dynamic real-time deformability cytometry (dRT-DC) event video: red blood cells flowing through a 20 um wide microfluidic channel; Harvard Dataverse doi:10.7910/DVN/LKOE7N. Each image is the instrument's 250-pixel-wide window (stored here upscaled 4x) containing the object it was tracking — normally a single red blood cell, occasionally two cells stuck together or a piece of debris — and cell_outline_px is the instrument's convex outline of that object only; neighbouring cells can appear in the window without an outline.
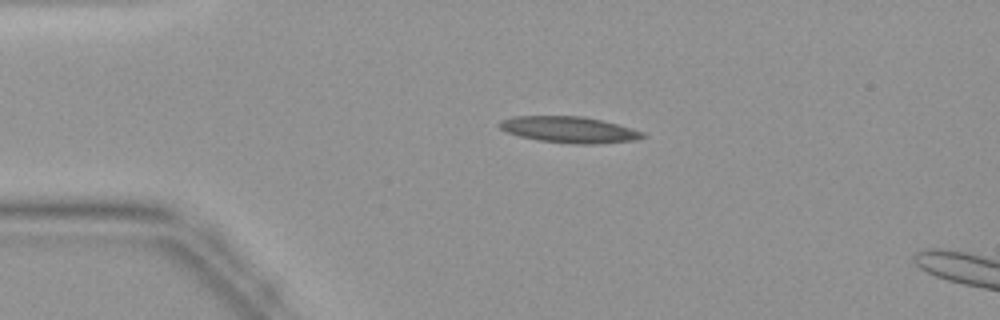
{"species": "common noctule bat (a hibernating species)", "species_latin": "Nyctalus noctula", "temperature_condition": "warm", "stored_images_in_passage": 35, "camera_frame_rate_fps": 3000, "um_per_image_px": 0.085, "animal": {"sex": "female", "body_mass_g": 19.9}, "frame": {"image": 1, "passage_image": 1, "time_ms": 0.0, "image_size_px": [1000, 320], "cell_outline_px": [[648, 136], [636, 140], [592, 144], [576, 144], [540, 140], [520, 136], [508, 132], [500, 128], [496, 124], [500, 120], [512, 116], [584, 116], [632, 128], [644, 132]], "centroid_in_image_um": [48.38, 11.01], "position_along_channel_um": 36.6, "area_um2": 21.85}}
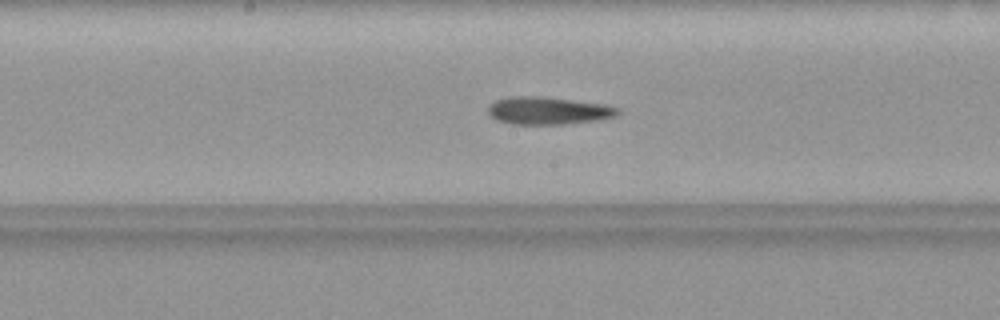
{"frame": {"image": 2, "passage_image": 14, "time_ms": 4.333, "image_size_px": [1000, 320], "cell_outline_px": [[620, 112], [616, 116], [600, 120], [564, 124], [512, 124], [496, 120], [488, 116], [488, 104], [496, 100], [508, 96], [540, 96], [608, 104], [620, 108]], "centroid_in_image_um": [46.6, 9.4], "position_along_channel_um": 201.6, "area_um2": 21.27}}
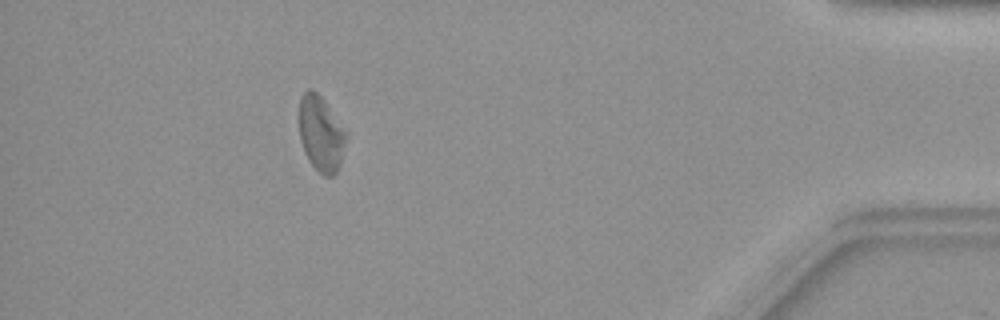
{"frame": {"image": 3, "passage_image": 31, "time_ms": 10.0, "image_size_px": [1000, 320], "cell_outline_px": [[348, 136], [340, 164], [336, 172], [332, 176], [324, 176], [308, 160], [304, 152], [300, 140], [300, 96], [308, 88], [312, 88], [324, 100], [348, 132]], "centroid_in_image_um": [27.3, 11.35], "position_along_channel_um": 407.9, "area_um2": 20.75}}